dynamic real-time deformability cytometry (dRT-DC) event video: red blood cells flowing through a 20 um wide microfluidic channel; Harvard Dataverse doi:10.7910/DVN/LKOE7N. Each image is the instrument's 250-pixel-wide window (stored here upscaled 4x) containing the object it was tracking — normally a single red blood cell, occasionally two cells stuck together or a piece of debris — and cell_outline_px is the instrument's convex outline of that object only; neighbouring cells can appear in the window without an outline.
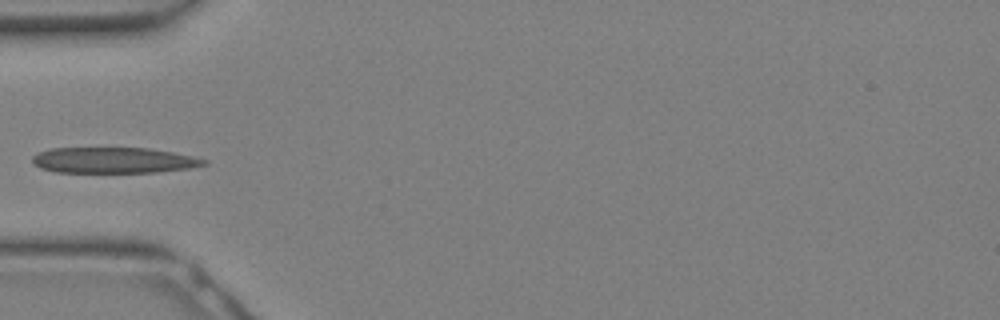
{"species": "Egyptian fruit bat (a non-hibernating species)", "species_latin": "Rousettus aegyptiacus", "temperature_condition": "warm", "stored_images_in_passage": 11, "camera_frame_rate_fps": 3000, "um_per_image_px": 0.085, "animal": {"sex": "female"}, "frame": {"image": 1, "passage_image": 10, "time_ms": 3.0, "image_size_px": [1000, 320], "cell_outline_px": [[208, 164], [188, 168], [156, 172], [56, 172], [40, 168], [32, 164], [32, 156], [48, 148], [148, 148], [172, 152], [192, 156], [208, 160]], "centroid_in_image_um": [9.63, 13.62], "position_along_channel_um": 75.4, "area_um2": 25.78}}